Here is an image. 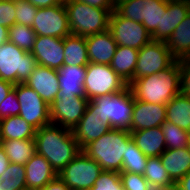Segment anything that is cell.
Here are the masks:
<instances>
[{
  "label": "cell",
  "instance_id": "24",
  "mask_svg": "<svg viewBox=\"0 0 190 190\" xmlns=\"http://www.w3.org/2000/svg\"><path fill=\"white\" fill-rule=\"evenodd\" d=\"M160 159L168 175L174 183L190 172V151L187 147L181 149H166Z\"/></svg>",
  "mask_w": 190,
  "mask_h": 190
},
{
  "label": "cell",
  "instance_id": "33",
  "mask_svg": "<svg viewBox=\"0 0 190 190\" xmlns=\"http://www.w3.org/2000/svg\"><path fill=\"white\" fill-rule=\"evenodd\" d=\"M36 37L32 27L23 24L15 23L8 28V40L27 52L33 49Z\"/></svg>",
  "mask_w": 190,
  "mask_h": 190
},
{
  "label": "cell",
  "instance_id": "12",
  "mask_svg": "<svg viewBox=\"0 0 190 190\" xmlns=\"http://www.w3.org/2000/svg\"><path fill=\"white\" fill-rule=\"evenodd\" d=\"M109 31L118 46L137 50L152 40L142 23L121 17L115 10L110 16Z\"/></svg>",
  "mask_w": 190,
  "mask_h": 190
},
{
  "label": "cell",
  "instance_id": "11",
  "mask_svg": "<svg viewBox=\"0 0 190 190\" xmlns=\"http://www.w3.org/2000/svg\"><path fill=\"white\" fill-rule=\"evenodd\" d=\"M16 96L20 103L19 116L36 130L51 122L50 106L27 84H16Z\"/></svg>",
  "mask_w": 190,
  "mask_h": 190
},
{
  "label": "cell",
  "instance_id": "31",
  "mask_svg": "<svg viewBox=\"0 0 190 190\" xmlns=\"http://www.w3.org/2000/svg\"><path fill=\"white\" fill-rule=\"evenodd\" d=\"M143 176L154 190H165L174 184L163 166L160 156L147 158Z\"/></svg>",
  "mask_w": 190,
  "mask_h": 190
},
{
  "label": "cell",
  "instance_id": "26",
  "mask_svg": "<svg viewBox=\"0 0 190 190\" xmlns=\"http://www.w3.org/2000/svg\"><path fill=\"white\" fill-rule=\"evenodd\" d=\"M166 121L190 132V95L180 92L166 104Z\"/></svg>",
  "mask_w": 190,
  "mask_h": 190
},
{
  "label": "cell",
  "instance_id": "49",
  "mask_svg": "<svg viewBox=\"0 0 190 190\" xmlns=\"http://www.w3.org/2000/svg\"><path fill=\"white\" fill-rule=\"evenodd\" d=\"M165 190H184L182 189L180 186H178L176 183H174L173 185H170L167 189Z\"/></svg>",
  "mask_w": 190,
  "mask_h": 190
},
{
  "label": "cell",
  "instance_id": "47",
  "mask_svg": "<svg viewBox=\"0 0 190 190\" xmlns=\"http://www.w3.org/2000/svg\"><path fill=\"white\" fill-rule=\"evenodd\" d=\"M176 184L184 190H190V172L182 177Z\"/></svg>",
  "mask_w": 190,
  "mask_h": 190
},
{
  "label": "cell",
  "instance_id": "19",
  "mask_svg": "<svg viewBox=\"0 0 190 190\" xmlns=\"http://www.w3.org/2000/svg\"><path fill=\"white\" fill-rule=\"evenodd\" d=\"M110 129L112 128L87 106L83 117L72 132L80 148L83 149L87 144L100 138Z\"/></svg>",
  "mask_w": 190,
  "mask_h": 190
},
{
  "label": "cell",
  "instance_id": "37",
  "mask_svg": "<svg viewBox=\"0 0 190 190\" xmlns=\"http://www.w3.org/2000/svg\"><path fill=\"white\" fill-rule=\"evenodd\" d=\"M16 23L32 27L36 17L37 7L28 0H14Z\"/></svg>",
  "mask_w": 190,
  "mask_h": 190
},
{
  "label": "cell",
  "instance_id": "48",
  "mask_svg": "<svg viewBox=\"0 0 190 190\" xmlns=\"http://www.w3.org/2000/svg\"><path fill=\"white\" fill-rule=\"evenodd\" d=\"M8 41V28L0 25V45Z\"/></svg>",
  "mask_w": 190,
  "mask_h": 190
},
{
  "label": "cell",
  "instance_id": "40",
  "mask_svg": "<svg viewBox=\"0 0 190 190\" xmlns=\"http://www.w3.org/2000/svg\"><path fill=\"white\" fill-rule=\"evenodd\" d=\"M16 23L14 0H0V25L7 28Z\"/></svg>",
  "mask_w": 190,
  "mask_h": 190
},
{
  "label": "cell",
  "instance_id": "28",
  "mask_svg": "<svg viewBox=\"0 0 190 190\" xmlns=\"http://www.w3.org/2000/svg\"><path fill=\"white\" fill-rule=\"evenodd\" d=\"M36 129L19 115L0 120V140L34 139Z\"/></svg>",
  "mask_w": 190,
  "mask_h": 190
},
{
  "label": "cell",
  "instance_id": "46",
  "mask_svg": "<svg viewBox=\"0 0 190 190\" xmlns=\"http://www.w3.org/2000/svg\"><path fill=\"white\" fill-rule=\"evenodd\" d=\"M10 161L8 156L5 154L4 149L0 145V176L7 170Z\"/></svg>",
  "mask_w": 190,
  "mask_h": 190
},
{
  "label": "cell",
  "instance_id": "27",
  "mask_svg": "<svg viewBox=\"0 0 190 190\" xmlns=\"http://www.w3.org/2000/svg\"><path fill=\"white\" fill-rule=\"evenodd\" d=\"M165 43L177 60L190 56V12Z\"/></svg>",
  "mask_w": 190,
  "mask_h": 190
},
{
  "label": "cell",
  "instance_id": "29",
  "mask_svg": "<svg viewBox=\"0 0 190 190\" xmlns=\"http://www.w3.org/2000/svg\"><path fill=\"white\" fill-rule=\"evenodd\" d=\"M89 64L85 37L68 35L64 38L63 65L87 66Z\"/></svg>",
  "mask_w": 190,
  "mask_h": 190
},
{
  "label": "cell",
  "instance_id": "39",
  "mask_svg": "<svg viewBox=\"0 0 190 190\" xmlns=\"http://www.w3.org/2000/svg\"><path fill=\"white\" fill-rule=\"evenodd\" d=\"M20 103L16 96V85L7 94L5 100L0 104V120L6 117H13L19 115Z\"/></svg>",
  "mask_w": 190,
  "mask_h": 190
},
{
  "label": "cell",
  "instance_id": "16",
  "mask_svg": "<svg viewBox=\"0 0 190 190\" xmlns=\"http://www.w3.org/2000/svg\"><path fill=\"white\" fill-rule=\"evenodd\" d=\"M165 121L166 105L143 102L134 97V107L129 132L160 127Z\"/></svg>",
  "mask_w": 190,
  "mask_h": 190
},
{
  "label": "cell",
  "instance_id": "44",
  "mask_svg": "<svg viewBox=\"0 0 190 190\" xmlns=\"http://www.w3.org/2000/svg\"><path fill=\"white\" fill-rule=\"evenodd\" d=\"M28 1L37 8H46L63 3L62 0H28Z\"/></svg>",
  "mask_w": 190,
  "mask_h": 190
},
{
  "label": "cell",
  "instance_id": "23",
  "mask_svg": "<svg viewBox=\"0 0 190 190\" xmlns=\"http://www.w3.org/2000/svg\"><path fill=\"white\" fill-rule=\"evenodd\" d=\"M86 66L63 65L58 70L59 95L85 97L84 78Z\"/></svg>",
  "mask_w": 190,
  "mask_h": 190
},
{
  "label": "cell",
  "instance_id": "30",
  "mask_svg": "<svg viewBox=\"0 0 190 190\" xmlns=\"http://www.w3.org/2000/svg\"><path fill=\"white\" fill-rule=\"evenodd\" d=\"M0 145L8 156L10 163L25 165L36 153L34 139L0 140Z\"/></svg>",
  "mask_w": 190,
  "mask_h": 190
},
{
  "label": "cell",
  "instance_id": "3",
  "mask_svg": "<svg viewBox=\"0 0 190 190\" xmlns=\"http://www.w3.org/2000/svg\"><path fill=\"white\" fill-rule=\"evenodd\" d=\"M130 137L128 130L112 128L87 144L82 151L95 160L102 170L122 172L123 155Z\"/></svg>",
  "mask_w": 190,
  "mask_h": 190
},
{
  "label": "cell",
  "instance_id": "41",
  "mask_svg": "<svg viewBox=\"0 0 190 190\" xmlns=\"http://www.w3.org/2000/svg\"><path fill=\"white\" fill-rule=\"evenodd\" d=\"M181 68V93L190 95V57L179 59Z\"/></svg>",
  "mask_w": 190,
  "mask_h": 190
},
{
  "label": "cell",
  "instance_id": "38",
  "mask_svg": "<svg viewBox=\"0 0 190 190\" xmlns=\"http://www.w3.org/2000/svg\"><path fill=\"white\" fill-rule=\"evenodd\" d=\"M124 190H154L143 175L132 172H120Z\"/></svg>",
  "mask_w": 190,
  "mask_h": 190
},
{
  "label": "cell",
  "instance_id": "10",
  "mask_svg": "<svg viewBox=\"0 0 190 190\" xmlns=\"http://www.w3.org/2000/svg\"><path fill=\"white\" fill-rule=\"evenodd\" d=\"M176 61L165 42L151 40L139 49L134 78L128 85L141 77L164 71Z\"/></svg>",
  "mask_w": 190,
  "mask_h": 190
},
{
  "label": "cell",
  "instance_id": "21",
  "mask_svg": "<svg viewBox=\"0 0 190 190\" xmlns=\"http://www.w3.org/2000/svg\"><path fill=\"white\" fill-rule=\"evenodd\" d=\"M24 167L26 172V188L29 190H40L58 176L51 164L37 152Z\"/></svg>",
  "mask_w": 190,
  "mask_h": 190
},
{
  "label": "cell",
  "instance_id": "32",
  "mask_svg": "<svg viewBox=\"0 0 190 190\" xmlns=\"http://www.w3.org/2000/svg\"><path fill=\"white\" fill-rule=\"evenodd\" d=\"M147 158L148 157L138 149L130 137L128 139L126 153L123 155L122 172H132L143 175Z\"/></svg>",
  "mask_w": 190,
  "mask_h": 190
},
{
  "label": "cell",
  "instance_id": "8",
  "mask_svg": "<svg viewBox=\"0 0 190 190\" xmlns=\"http://www.w3.org/2000/svg\"><path fill=\"white\" fill-rule=\"evenodd\" d=\"M127 86L110 65L89 62L86 66L84 92L88 100L121 92Z\"/></svg>",
  "mask_w": 190,
  "mask_h": 190
},
{
  "label": "cell",
  "instance_id": "36",
  "mask_svg": "<svg viewBox=\"0 0 190 190\" xmlns=\"http://www.w3.org/2000/svg\"><path fill=\"white\" fill-rule=\"evenodd\" d=\"M88 190H124L120 172L103 170L92 188Z\"/></svg>",
  "mask_w": 190,
  "mask_h": 190
},
{
  "label": "cell",
  "instance_id": "20",
  "mask_svg": "<svg viewBox=\"0 0 190 190\" xmlns=\"http://www.w3.org/2000/svg\"><path fill=\"white\" fill-rule=\"evenodd\" d=\"M88 60L95 64L110 65L117 43L109 30L85 38Z\"/></svg>",
  "mask_w": 190,
  "mask_h": 190
},
{
  "label": "cell",
  "instance_id": "1",
  "mask_svg": "<svg viewBox=\"0 0 190 190\" xmlns=\"http://www.w3.org/2000/svg\"><path fill=\"white\" fill-rule=\"evenodd\" d=\"M36 152L43 156L57 174L80 152L72 130L50 123L35 132Z\"/></svg>",
  "mask_w": 190,
  "mask_h": 190
},
{
  "label": "cell",
  "instance_id": "45",
  "mask_svg": "<svg viewBox=\"0 0 190 190\" xmlns=\"http://www.w3.org/2000/svg\"><path fill=\"white\" fill-rule=\"evenodd\" d=\"M14 85L0 78V104L5 100L7 94L13 89Z\"/></svg>",
  "mask_w": 190,
  "mask_h": 190
},
{
  "label": "cell",
  "instance_id": "2",
  "mask_svg": "<svg viewBox=\"0 0 190 190\" xmlns=\"http://www.w3.org/2000/svg\"><path fill=\"white\" fill-rule=\"evenodd\" d=\"M130 88L137 100L166 105L181 92L179 60L164 71L136 79Z\"/></svg>",
  "mask_w": 190,
  "mask_h": 190
},
{
  "label": "cell",
  "instance_id": "6",
  "mask_svg": "<svg viewBox=\"0 0 190 190\" xmlns=\"http://www.w3.org/2000/svg\"><path fill=\"white\" fill-rule=\"evenodd\" d=\"M34 56L9 40L0 45V78L13 85L25 83L37 66Z\"/></svg>",
  "mask_w": 190,
  "mask_h": 190
},
{
  "label": "cell",
  "instance_id": "14",
  "mask_svg": "<svg viewBox=\"0 0 190 190\" xmlns=\"http://www.w3.org/2000/svg\"><path fill=\"white\" fill-rule=\"evenodd\" d=\"M88 101L86 97L58 95L50 104L51 122L73 130L83 117Z\"/></svg>",
  "mask_w": 190,
  "mask_h": 190
},
{
  "label": "cell",
  "instance_id": "50",
  "mask_svg": "<svg viewBox=\"0 0 190 190\" xmlns=\"http://www.w3.org/2000/svg\"><path fill=\"white\" fill-rule=\"evenodd\" d=\"M187 148H188V150L190 151V136H189V139H188V145H187Z\"/></svg>",
  "mask_w": 190,
  "mask_h": 190
},
{
  "label": "cell",
  "instance_id": "42",
  "mask_svg": "<svg viewBox=\"0 0 190 190\" xmlns=\"http://www.w3.org/2000/svg\"><path fill=\"white\" fill-rule=\"evenodd\" d=\"M100 9H115V0H76Z\"/></svg>",
  "mask_w": 190,
  "mask_h": 190
},
{
  "label": "cell",
  "instance_id": "15",
  "mask_svg": "<svg viewBox=\"0 0 190 190\" xmlns=\"http://www.w3.org/2000/svg\"><path fill=\"white\" fill-rule=\"evenodd\" d=\"M30 53L38 65L59 70L64 61V38L37 36Z\"/></svg>",
  "mask_w": 190,
  "mask_h": 190
},
{
  "label": "cell",
  "instance_id": "5",
  "mask_svg": "<svg viewBox=\"0 0 190 190\" xmlns=\"http://www.w3.org/2000/svg\"><path fill=\"white\" fill-rule=\"evenodd\" d=\"M72 35L88 37L109 30L111 13L115 9H100L76 0L64 2Z\"/></svg>",
  "mask_w": 190,
  "mask_h": 190
},
{
  "label": "cell",
  "instance_id": "4",
  "mask_svg": "<svg viewBox=\"0 0 190 190\" xmlns=\"http://www.w3.org/2000/svg\"><path fill=\"white\" fill-rule=\"evenodd\" d=\"M87 106L96 112L111 128L129 130L134 107V94L128 85L121 92L98 96L88 101Z\"/></svg>",
  "mask_w": 190,
  "mask_h": 190
},
{
  "label": "cell",
  "instance_id": "13",
  "mask_svg": "<svg viewBox=\"0 0 190 190\" xmlns=\"http://www.w3.org/2000/svg\"><path fill=\"white\" fill-rule=\"evenodd\" d=\"M32 29L37 36L65 38L71 34L64 2L51 7L38 8Z\"/></svg>",
  "mask_w": 190,
  "mask_h": 190
},
{
  "label": "cell",
  "instance_id": "43",
  "mask_svg": "<svg viewBox=\"0 0 190 190\" xmlns=\"http://www.w3.org/2000/svg\"><path fill=\"white\" fill-rule=\"evenodd\" d=\"M40 190H70L65 182L57 176L55 179L50 181L45 187Z\"/></svg>",
  "mask_w": 190,
  "mask_h": 190
},
{
  "label": "cell",
  "instance_id": "7",
  "mask_svg": "<svg viewBox=\"0 0 190 190\" xmlns=\"http://www.w3.org/2000/svg\"><path fill=\"white\" fill-rule=\"evenodd\" d=\"M167 0H116L115 11L124 18L140 22L150 35L161 29Z\"/></svg>",
  "mask_w": 190,
  "mask_h": 190
},
{
  "label": "cell",
  "instance_id": "9",
  "mask_svg": "<svg viewBox=\"0 0 190 190\" xmlns=\"http://www.w3.org/2000/svg\"><path fill=\"white\" fill-rule=\"evenodd\" d=\"M102 171L101 166L81 150V152L58 173V176L65 182L70 190H88L92 188Z\"/></svg>",
  "mask_w": 190,
  "mask_h": 190
},
{
  "label": "cell",
  "instance_id": "35",
  "mask_svg": "<svg viewBox=\"0 0 190 190\" xmlns=\"http://www.w3.org/2000/svg\"><path fill=\"white\" fill-rule=\"evenodd\" d=\"M160 127L164 135L166 149H181L187 147L190 132L181 129L169 121H165Z\"/></svg>",
  "mask_w": 190,
  "mask_h": 190
},
{
  "label": "cell",
  "instance_id": "17",
  "mask_svg": "<svg viewBox=\"0 0 190 190\" xmlns=\"http://www.w3.org/2000/svg\"><path fill=\"white\" fill-rule=\"evenodd\" d=\"M25 84L31 87L50 106L59 95L58 70L37 65Z\"/></svg>",
  "mask_w": 190,
  "mask_h": 190
},
{
  "label": "cell",
  "instance_id": "34",
  "mask_svg": "<svg viewBox=\"0 0 190 190\" xmlns=\"http://www.w3.org/2000/svg\"><path fill=\"white\" fill-rule=\"evenodd\" d=\"M0 184L4 190L26 189V172L22 164L10 163L0 176Z\"/></svg>",
  "mask_w": 190,
  "mask_h": 190
},
{
  "label": "cell",
  "instance_id": "25",
  "mask_svg": "<svg viewBox=\"0 0 190 190\" xmlns=\"http://www.w3.org/2000/svg\"><path fill=\"white\" fill-rule=\"evenodd\" d=\"M137 49L125 46H117L116 52L111 61V68L129 84L134 78L137 65Z\"/></svg>",
  "mask_w": 190,
  "mask_h": 190
},
{
  "label": "cell",
  "instance_id": "22",
  "mask_svg": "<svg viewBox=\"0 0 190 190\" xmlns=\"http://www.w3.org/2000/svg\"><path fill=\"white\" fill-rule=\"evenodd\" d=\"M130 135L138 149L147 157H159L166 150L161 127L132 131Z\"/></svg>",
  "mask_w": 190,
  "mask_h": 190
},
{
  "label": "cell",
  "instance_id": "18",
  "mask_svg": "<svg viewBox=\"0 0 190 190\" xmlns=\"http://www.w3.org/2000/svg\"><path fill=\"white\" fill-rule=\"evenodd\" d=\"M189 12L190 0H167V8L161 19V29H156L151 34V39L166 42Z\"/></svg>",
  "mask_w": 190,
  "mask_h": 190
}]
</instances>
